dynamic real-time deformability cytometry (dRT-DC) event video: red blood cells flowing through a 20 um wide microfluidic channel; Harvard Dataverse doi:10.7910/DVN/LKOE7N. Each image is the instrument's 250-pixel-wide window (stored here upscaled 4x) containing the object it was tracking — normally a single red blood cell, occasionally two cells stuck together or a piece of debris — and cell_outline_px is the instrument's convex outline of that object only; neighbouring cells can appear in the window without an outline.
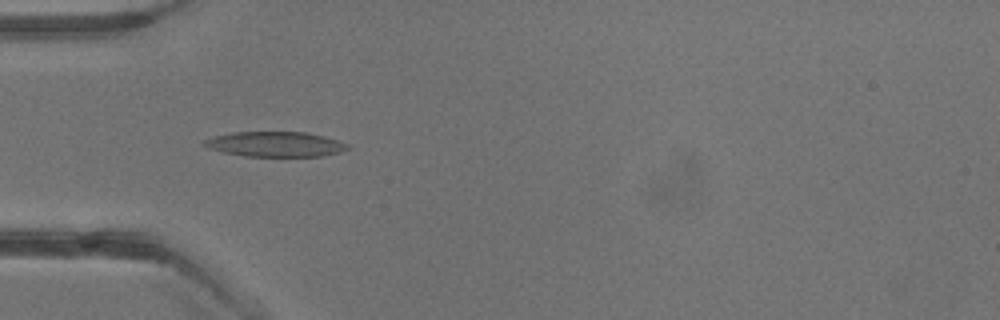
{"species": "common noctule bat (a hibernating species)", "species_latin": "Nyctalus noctula", "temperature_condition": "warm", "stored_images_in_passage": 3, "camera_frame_rate_fps": 3000, "um_per_image_px": 0.085, "animal": {"sex": "male", "body_mass_g": 13.3}, "frame": {"image": 1, "passage_image": 2, "time_ms": 1.333, "image_size_px": [1000, 320], "cell_outline_px": [[352, 148], [340, 152], [320, 156], [248, 156], [224, 152], [208, 148], [200, 144], [204, 140], [216, 136], [232, 132], [308, 132], [324, 136], [348, 144]], "centroid_in_image_um": [23.41, 12.25], "position_along_channel_um": 61.6, "area_um2": 20.87}}
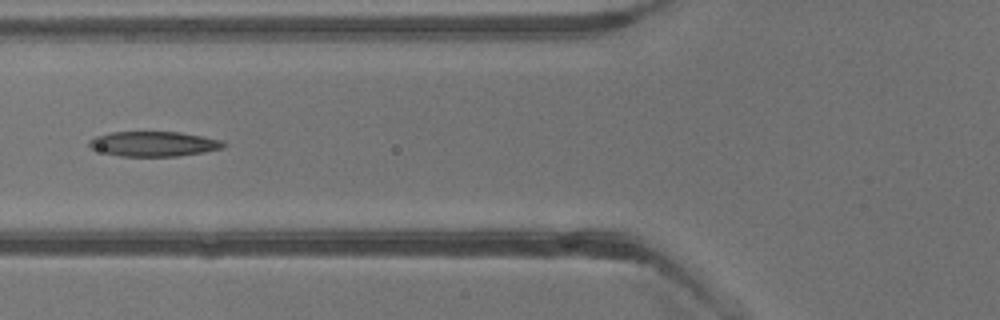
{"frame": {"image": 2, "passage_image": 3, "time_ms": 2.333, "image_size_px": [1000, 320], "cell_outline_px": [[228, 144], [224, 148], [204, 152], [180, 156], [120, 156], [88, 148], [88, 140], [96, 136], [112, 132], [180, 132], [224, 140]], "centroid_in_image_um": [13.1, 12.23], "position_along_channel_um": 112.7, "area_um2": 19.71}}